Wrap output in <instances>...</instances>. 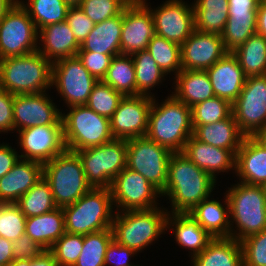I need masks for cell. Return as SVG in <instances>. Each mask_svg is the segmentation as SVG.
Instances as JSON below:
<instances>
[{"mask_svg":"<svg viewBox=\"0 0 266 266\" xmlns=\"http://www.w3.org/2000/svg\"><path fill=\"white\" fill-rule=\"evenodd\" d=\"M216 181L182 152H173L168 163V179L161 196L170 199L171 213H189L209 198Z\"/></svg>","mask_w":266,"mask_h":266,"instance_id":"6da1fadb","label":"cell"},{"mask_svg":"<svg viewBox=\"0 0 266 266\" xmlns=\"http://www.w3.org/2000/svg\"><path fill=\"white\" fill-rule=\"evenodd\" d=\"M153 97L146 136L172 152H182L193 135L191 108L172 94L161 105Z\"/></svg>","mask_w":266,"mask_h":266,"instance_id":"7a4b0ae2","label":"cell"},{"mask_svg":"<svg viewBox=\"0 0 266 266\" xmlns=\"http://www.w3.org/2000/svg\"><path fill=\"white\" fill-rule=\"evenodd\" d=\"M52 87V63L38 50L0 60V88L13 95L38 94ZM50 87V88H49Z\"/></svg>","mask_w":266,"mask_h":266,"instance_id":"3957f363","label":"cell"},{"mask_svg":"<svg viewBox=\"0 0 266 266\" xmlns=\"http://www.w3.org/2000/svg\"><path fill=\"white\" fill-rule=\"evenodd\" d=\"M112 193L109 188L92 187L75 203L63 207L65 231L69 234L87 235L112 229L115 216Z\"/></svg>","mask_w":266,"mask_h":266,"instance_id":"277c9868","label":"cell"},{"mask_svg":"<svg viewBox=\"0 0 266 266\" xmlns=\"http://www.w3.org/2000/svg\"><path fill=\"white\" fill-rule=\"evenodd\" d=\"M228 189L226 195L230 206L231 238L241 241L266 229L264 187L239 181ZM234 222L236 231L233 229Z\"/></svg>","mask_w":266,"mask_h":266,"instance_id":"5b68a950","label":"cell"},{"mask_svg":"<svg viewBox=\"0 0 266 266\" xmlns=\"http://www.w3.org/2000/svg\"><path fill=\"white\" fill-rule=\"evenodd\" d=\"M162 209L117 212L112 222L114 239L122 246L141 252L166 230L169 211Z\"/></svg>","mask_w":266,"mask_h":266,"instance_id":"8992f818","label":"cell"},{"mask_svg":"<svg viewBox=\"0 0 266 266\" xmlns=\"http://www.w3.org/2000/svg\"><path fill=\"white\" fill-rule=\"evenodd\" d=\"M43 177L49 183L58 208L75 203L92 188L78 154L67 149L43 164Z\"/></svg>","mask_w":266,"mask_h":266,"instance_id":"52a82bcc","label":"cell"},{"mask_svg":"<svg viewBox=\"0 0 266 266\" xmlns=\"http://www.w3.org/2000/svg\"><path fill=\"white\" fill-rule=\"evenodd\" d=\"M62 113L66 149L76 152L100 146L114 138L110 130V119L91 110L87 105L69 107Z\"/></svg>","mask_w":266,"mask_h":266,"instance_id":"ba28073f","label":"cell"},{"mask_svg":"<svg viewBox=\"0 0 266 266\" xmlns=\"http://www.w3.org/2000/svg\"><path fill=\"white\" fill-rule=\"evenodd\" d=\"M127 140L113 139L78 154L87 182L94 188H111L115 177L127 167Z\"/></svg>","mask_w":266,"mask_h":266,"instance_id":"9c48e42d","label":"cell"},{"mask_svg":"<svg viewBox=\"0 0 266 266\" xmlns=\"http://www.w3.org/2000/svg\"><path fill=\"white\" fill-rule=\"evenodd\" d=\"M127 168L140 173L160 192L168 179V163L173 153L147 136L127 140Z\"/></svg>","mask_w":266,"mask_h":266,"instance_id":"30bf717a","label":"cell"},{"mask_svg":"<svg viewBox=\"0 0 266 266\" xmlns=\"http://www.w3.org/2000/svg\"><path fill=\"white\" fill-rule=\"evenodd\" d=\"M38 29L18 1L0 22V60L38 50Z\"/></svg>","mask_w":266,"mask_h":266,"instance_id":"8fae6325","label":"cell"},{"mask_svg":"<svg viewBox=\"0 0 266 266\" xmlns=\"http://www.w3.org/2000/svg\"><path fill=\"white\" fill-rule=\"evenodd\" d=\"M232 113L240 131L253 137L266 126V75L247 77L232 104Z\"/></svg>","mask_w":266,"mask_h":266,"instance_id":"7c38bea8","label":"cell"},{"mask_svg":"<svg viewBox=\"0 0 266 266\" xmlns=\"http://www.w3.org/2000/svg\"><path fill=\"white\" fill-rule=\"evenodd\" d=\"M96 82L77 56L52 63V87L55 85L67 107L86 105Z\"/></svg>","mask_w":266,"mask_h":266,"instance_id":"4fadbf2b","label":"cell"},{"mask_svg":"<svg viewBox=\"0 0 266 266\" xmlns=\"http://www.w3.org/2000/svg\"><path fill=\"white\" fill-rule=\"evenodd\" d=\"M110 190L118 212L156 208L157 197H161V192L146 178L127 167L115 177Z\"/></svg>","mask_w":266,"mask_h":266,"instance_id":"5bb4252c","label":"cell"},{"mask_svg":"<svg viewBox=\"0 0 266 266\" xmlns=\"http://www.w3.org/2000/svg\"><path fill=\"white\" fill-rule=\"evenodd\" d=\"M17 132L23 151L21 159L45 164L66 150L63 121L60 124L32 126Z\"/></svg>","mask_w":266,"mask_h":266,"instance_id":"9a60e30c","label":"cell"},{"mask_svg":"<svg viewBox=\"0 0 266 266\" xmlns=\"http://www.w3.org/2000/svg\"><path fill=\"white\" fill-rule=\"evenodd\" d=\"M155 34L182 45L195 30L193 5L183 0H167L157 7L150 8Z\"/></svg>","mask_w":266,"mask_h":266,"instance_id":"2e32d148","label":"cell"},{"mask_svg":"<svg viewBox=\"0 0 266 266\" xmlns=\"http://www.w3.org/2000/svg\"><path fill=\"white\" fill-rule=\"evenodd\" d=\"M153 97L145 95L124 96L110 118L114 139H132L146 136L148 116Z\"/></svg>","mask_w":266,"mask_h":266,"instance_id":"e0dca14e","label":"cell"},{"mask_svg":"<svg viewBox=\"0 0 266 266\" xmlns=\"http://www.w3.org/2000/svg\"><path fill=\"white\" fill-rule=\"evenodd\" d=\"M146 2L140 0L123 10L120 54L132 55L146 50L155 35L153 18Z\"/></svg>","mask_w":266,"mask_h":266,"instance_id":"ac0fdd59","label":"cell"},{"mask_svg":"<svg viewBox=\"0 0 266 266\" xmlns=\"http://www.w3.org/2000/svg\"><path fill=\"white\" fill-rule=\"evenodd\" d=\"M46 92L38 94L14 95V130L20 131L32 126L60 124V111Z\"/></svg>","mask_w":266,"mask_h":266,"instance_id":"d6986e66","label":"cell"},{"mask_svg":"<svg viewBox=\"0 0 266 266\" xmlns=\"http://www.w3.org/2000/svg\"><path fill=\"white\" fill-rule=\"evenodd\" d=\"M227 52L221 35L195 29L181 45L182 69L206 70Z\"/></svg>","mask_w":266,"mask_h":266,"instance_id":"ffe728a7","label":"cell"},{"mask_svg":"<svg viewBox=\"0 0 266 266\" xmlns=\"http://www.w3.org/2000/svg\"><path fill=\"white\" fill-rule=\"evenodd\" d=\"M216 97L233 104L242 91L246 76L236 56L227 52L210 68L206 69Z\"/></svg>","mask_w":266,"mask_h":266,"instance_id":"44dd1931","label":"cell"},{"mask_svg":"<svg viewBox=\"0 0 266 266\" xmlns=\"http://www.w3.org/2000/svg\"><path fill=\"white\" fill-rule=\"evenodd\" d=\"M182 153L216 181V174L235 171L236 155L224 148L197 140L193 135L185 143Z\"/></svg>","mask_w":266,"mask_h":266,"instance_id":"7402d4cb","label":"cell"},{"mask_svg":"<svg viewBox=\"0 0 266 266\" xmlns=\"http://www.w3.org/2000/svg\"><path fill=\"white\" fill-rule=\"evenodd\" d=\"M43 176V164L19 159L13 168L0 178V203H15Z\"/></svg>","mask_w":266,"mask_h":266,"instance_id":"603a6c76","label":"cell"},{"mask_svg":"<svg viewBox=\"0 0 266 266\" xmlns=\"http://www.w3.org/2000/svg\"><path fill=\"white\" fill-rule=\"evenodd\" d=\"M38 38H41L38 40L41 41L38 43V51L51 63L76 56L80 49V44L66 21L41 28Z\"/></svg>","mask_w":266,"mask_h":266,"instance_id":"cb8c5ba5","label":"cell"},{"mask_svg":"<svg viewBox=\"0 0 266 266\" xmlns=\"http://www.w3.org/2000/svg\"><path fill=\"white\" fill-rule=\"evenodd\" d=\"M235 173L242 183L266 184V149L253 137H245L237 151Z\"/></svg>","mask_w":266,"mask_h":266,"instance_id":"d4e9b609","label":"cell"},{"mask_svg":"<svg viewBox=\"0 0 266 266\" xmlns=\"http://www.w3.org/2000/svg\"><path fill=\"white\" fill-rule=\"evenodd\" d=\"M224 197L226 208L220 201L209 197L189 212L212 238L231 237L230 206L227 195Z\"/></svg>","mask_w":266,"mask_h":266,"instance_id":"484cf974","label":"cell"},{"mask_svg":"<svg viewBox=\"0 0 266 266\" xmlns=\"http://www.w3.org/2000/svg\"><path fill=\"white\" fill-rule=\"evenodd\" d=\"M193 136L201 142L214 147L232 151L235 155L246 137L239 129L237 122L231 113L227 118L199 126H192Z\"/></svg>","mask_w":266,"mask_h":266,"instance_id":"4316f807","label":"cell"},{"mask_svg":"<svg viewBox=\"0 0 266 266\" xmlns=\"http://www.w3.org/2000/svg\"><path fill=\"white\" fill-rule=\"evenodd\" d=\"M168 229L173 230L179 246L190 250L191 258L200 254L213 239L189 213L169 212L166 219Z\"/></svg>","mask_w":266,"mask_h":266,"instance_id":"83f0119b","label":"cell"},{"mask_svg":"<svg viewBox=\"0 0 266 266\" xmlns=\"http://www.w3.org/2000/svg\"><path fill=\"white\" fill-rule=\"evenodd\" d=\"M123 11L120 15L95 24L78 52H96L107 55H120Z\"/></svg>","mask_w":266,"mask_h":266,"instance_id":"f1b7e54d","label":"cell"},{"mask_svg":"<svg viewBox=\"0 0 266 266\" xmlns=\"http://www.w3.org/2000/svg\"><path fill=\"white\" fill-rule=\"evenodd\" d=\"M176 79V81H175ZM172 95L190 108L200 102L215 97L213 86L206 70L182 69L174 77Z\"/></svg>","mask_w":266,"mask_h":266,"instance_id":"f546056e","label":"cell"},{"mask_svg":"<svg viewBox=\"0 0 266 266\" xmlns=\"http://www.w3.org/2000/svg\"><path fill=\"white\" fill-rule=\"evenodd\" d=\"M191 261L193 266H244L241 242L231 237L213 238Z\"/></svg>","mask_w":266,"mask_h":266,"instance_id":"4dcf8cb0","label":"cell"},{"mask_svg":"<svg viewBox=\"0 0 266 266\" xmlns=\"http://www.w3.org/2000/svg\"><path fill=\"white\" fill-rule=\"evenodd\" d=\"M65 232L62 208L57 207L51 212L26 218L25 234L45 250H49Z\"/></svg>","mask_w":266,"mask_h":266,"instance_id":"1f68e13d","label":"cell"},{"mask_svg":"<svg viewBox=\"0 0 266 266\" xmlns=\"http://www.w3.org/2000/svg\"><path fill=\"white\" fill-rule=\"evenodd\" d=\"M195 29L201 32L221 35L228 14V0H194Z\"/></svg>","mask_w":266,"mask_h":266,"instance_id":"d6a6232c","label":"cell"},{"mask_svg":"<svg viewBox=\"0 0 266 266\" xmlns=\"http://www.w3.org/2000/svg\"><path fill=\"white\" fill-rule=\"evenodd\" d=\"M246 77L266 75V38L254 34L232 52Z\"/></svg>","mask_w":266,"mask_h":266,"instance_id":"836d02e7","label":"cell"},{"mask_svg":"<svg viewBox=\"0 0 266 266\" xmlns=\"http://www.w3.org/2000/svg\"><path fill=\"white\" fill-rule=\"evenodd\" d=\"M223 33L221 34L225 49L233 52L256 34L257 12H228Z\"/></svg>","mask_w":266,"mask_h":266,"instance_id":"e575fe53","label":"cell"},{"mask_svg":"<svg viewBox=\"0 0 266 266\" xmlns=\"http://www.w3.org/2000/svg\"><path fill=\"white\" fill-rule=\"evenodd\" d=\"M103 81L123 96H136V73L132 56H114Z\"/></svg>","mask_w":266,"mask_h":266,"instance_id":"d590c367","label":"cell"},{"mask_svg":"<svg viewBox=\"0 0 266 266\" xmlns=\"http://www.w3.org/2000/svg\"><path fill=\"white\" fill-rule=\"evenodd\" d=\"M136 73V96L145 95L154 97L151 89L163 82L166 74L157 65L151 54L146 51L136 52L131 55ZM151 93V94H150Z\"/></svg>","mask_w":266,"mask_h":266,"instance_id":"8d00e7d4","label":"cell"},{"mask_svg":"<svg viewBox=\"0 0 266 266\" xmlns=\"http://www.w3.org/2000/svg\"><path fill=\"white\" fill-rule=\"evenodd\" d=\"M15 203L26 217L39 216L57 208L49 183L43 176Z\"/></svg>","mask_w":266,"mask_h":266,"instance_id":"74e56055","label":"cell"},{"mask_svg":"<svg viewBox=\"0 0 266 266\" xmlns=\"http://www.w3.org/2000/svg\"><path fill=\"white\" fill-rule=\"evenodd\" d=\"M18 1L28 11L38 31L47 25L66 20L69 6L64 0H28V3Z\"/></svg>","mask_w":266,"mask_h":266,"instance_id":"f35d334b","label":"cell"},{"mask_svg":"<svg viewBox=\"0 0 266 266\" xmlns=\"http://www.w3.org/2000/svg\"><path fill=\"white\" fill-rule=\"evenodd\" d=\"M146 51L166 75L174 72L176 76L182 70L180 45L155 34Z\"/></svg>","mask_w":266,"mask_h":266,"instance_id":"ab89813d","label":"cell"},{"mask_svg":"<svg viewBox=\"0 0 266 266\" xmlns=\"http://www.w3.org/2000/svg\"><path fill=\"white\" fill-rule=\"evenodd\" d=\"M113 239L112 229L84 235L83 248L74 266H104L107 247Z\"/></svg>","mask_w":266,"mask_h":266,"instance_id":"60d3db41","label":"cell"},{"mask_svg":"<svg viewBox=\"0 0 266 266\" xmlns=\"http://www.w3.org/2000/svg\"><path fill=\"white\" fill-rule=\"evenodd\" d=\"M231 113L232 104L215 96L191 107V124H212L227 118Z\"/></svg>","mask_w":266,"mask_h":266,"instance_id":"b9f144b4","label":"cell"},{"mask_svg":"<svg viewBox=\"0 0 266 266\" xmlns=\"http://www.w3.org/2000/svg\"><path fill=\"white\" fill-rule=\"evenodd\" d=\"M123 97L120 92L115 91L103 80H100L93 86L86 105L97 114L110 119Z\"/></svg>","mask_w":266,"mask_h":266,"instance_id":"7bdbcfd3","label":"cell"},{"mask_svg":"<svg viewBox=\"0 0 266 266\" xmlns=\"http://www.w3.org/2000/svg\"><path fill=\"white\" fill-rule=\"evenodd\" d=\"M26 216L16 203H0V236L13 242L25 234Z\"/></svg>","mask_w":266,"mask_h":266,"instance_id":"ee69618b","label":"cell"},{"mask_svg":"<svg viewBox=\"0 0 266 266\" xmlns=\"http://www.w3.org/2000/svg\"><path fill=\"white\" fill-rule=\"evenodd\" d=\"M84 235L64 233L49 249L58 266H74L83 248Z\"/></svg>","mask_w":266,"mask_h":266,"instance_id":"f6af8a7d","label":"cell"},{"mask_svg":"<svg viewBox=\"0 0 266 266\" xmlns=\"http://www.w3.org/2000/svg\"><path fill=\"white\" fill-rule=\"evenodd\" d=\"M79 7L94 24H97L120 15L126 5L121 0H83Z\"/></svg>","mask_w":266,"mask_h":266,"instance_id":"bcb514c9","label":"cell"},{"mask_svg":"<svg viewBox=\"0 0 266 266\" xmlns=\"http://www.w3.org/2000/svg\"><path fill=\"white\" fill-rule=\"evenodd\" d=\"M240 242L244 266H266V229Z\"/></svg>","mask_w":266,"mask_h":266,"instance_id":"7dc6e473","label":"cell"},{"mask_svg":"<svg viewBox=\"0 0 266 266\" xmlns=\"http://www.w3.org/2000/svg\"><path fill=\"white\" fill-rule=\"evenodd\" d=\"M76 56L97 81L105 78L111 60L114 57V55L100 54L96 52H78Z\"/></svg>","mask_w":266,"mask_h":266,"instance_id":"c3c4849f","label":"cell"},{"mask_svg":"<svg viewBox=\"0 0 266 266\" xmlns=\"http://www.w3.org/2000/svg\"><path fill=\"white\" fill-rule=\"evenodd\" d=\"M65 21L80 45L95 26L79 6L69 7Z\"/></svg>","mask_w":266,"mask_h":266,"instance_id":"681fc988","label":"cell"},{"mask_svg":"<svg viewBox=\"0 0 266 266\" xmlns=\"http://www.w3.org/2000/svg\"><path fill=\"white\" fill-rule=\"evenodd\" d=\"M135 254H137L135 250L122 246L113 239L107 247L104 266H108L109 264L112 266H140L130 264L131 262H129Z\"/></svg>","mask_w":266,"mask_h":266,"instance_id":"f907efd6","label":"cell"},{"mask_svg":"<svg viewBox=\"0 0 266 266\" xmlns=\"http://www.w3.org/2000/svg\"><path fill=\"white\" fill-rule=\"evenodd\" d=\"M13 260H32L40 255L45 249L33 241L27 234H23L12 242Z\"/></svg>","mask_w":266,"mask_h":266,"instance_id":"816d5d0a","label":"cell"},{"mask_svg":"<svg viewBox=\"0 0 266 266\" xmlns=\"http://www.w3.org/2000/svg\"><path fill=\"white\" fill-rule=\"evenodd\" d=\"M13 101L14 95L0 88V133L14 131Z\"/></svg>","mask_w":266,"mask_h":266,"instance_id":"f5cc1de1","label":"cell"},{"mask_svg":"<svg viewBox=\"0 0 266 266\" xmlns=\"http://www.w3.org/2000/svg\"><path fill=\"white\" fill-rule=\"evenodd\" d=\"M20 159V155L7 143L0 144V178L6 175Z\"/></svg>","mask_w":266,"mask_h":266,"instance_id":"db71d44e","label":"cell"},{"mask_svg":"<svg viewBox=\"0 0 266 266\" xmlns=\"http://www.w3.org/2000/svg\"><path fill=\"white\" fill-rule=\"evenodd\" d=\"M261 0H228V12H257Z\"/></svg>","mask_w":266,"mask_h":266,"instance_id":"11a10c76","label":"cell"},{"mask_svg":"<svg viewBox=\"0 0 266 266\" xmlns=\"http://www.w3.org/2000/svg\"><path fill=\"white\" fill-rule=\"evenodd\" d=\"M12 242L0 236V265H9L13 261Z\"/></svg>","mask_w":266,"mask_h":266,"instance_id":"9f6ffc18","label":"cell"},{"mask_svg":"<svg viewBox=\"0 0 266 266\" xmlns=\"http://www.w3.org/2000/svg\"><path fill=\"white\" fill-rule=\"evenodd\" d=\"M28 266H58L53 254L44 250L32 260H28Z\"/></svg>","mask_w":266,"mask_h":266,"instance_id":"6f0895ef","label":"cell"},{"mask_svg":"<svg viewBox=\"0 0 266 266\" xmlns=\"http://www.w3.org/2000/svg\"><path fill=\"white\" fill-rule=\"evenodd\" d=\"M256 33L266 38V0H261L257 8Z\"/></svg>","mask_w":266,"mask_h":266,"instance_id":"680465c9","label":"cell"},{"mask_svg":"<svg viewBox=\"0 0 266 266\" xmlns=\"http://www.w3.org/2000/svg\"><path fill=\"white\" fill-rule=\"evenodd\" d=\"M18 2V0H0V22L5 14Z\"/></svg>","mask_w":266,"mask_h":266,"instance_id":"91938a15","label":"cell"},{"mask_svg":"<svg viewBox=\"0 0 266 266\" xmlns=\"http://www.w3.org/2000/svg\"><path fill=\"white\" fill-rule=\"evenodd\" d=\"M253 138L266 149V126L259 130Z\"/></svg>","mask_w":266,"mask_h":266,"instance_id":"94428289","label":"cell"},{"mask_svg":"<svg viewBox=\"0 0 266 266\" xmlns=\"http://www.w3.org/2000/svg\"><path fill=\"white\" fill-rule=\"evenodd\" d=\"M8 266H28V260H13Z\"/></svg>","mask_w":266,"mask_h":266,"instance_id":"6125c7cd","label":"cell"},{"mask_svg":"<svg viewBox=\"0 0 266 266\" xmlns=\"http://www.w3.org/2000/svg\"><path fill=\"white\" fill-rule=\"evenodd\" d=\"M69 7L79 6L83 0H64Z\"/></svg>","mask_w":266,"mask_h":266,"instance_id":"be15d7a7","label":"cell"},{"mask_svg":"<svg viewBox=\"0 0 266 266\" xmlns=\"http://www.w3.org/2000/svg\"><path fill=\"white\" fill-rule=\"evenodd\" d=\"M126 6L135 4L137 2H139L140 0H121Z\"/></svg>","mask_w":266,"mask_h":266,"instance_id":"e7e4bbea","label":"cell"}]
</instances>
